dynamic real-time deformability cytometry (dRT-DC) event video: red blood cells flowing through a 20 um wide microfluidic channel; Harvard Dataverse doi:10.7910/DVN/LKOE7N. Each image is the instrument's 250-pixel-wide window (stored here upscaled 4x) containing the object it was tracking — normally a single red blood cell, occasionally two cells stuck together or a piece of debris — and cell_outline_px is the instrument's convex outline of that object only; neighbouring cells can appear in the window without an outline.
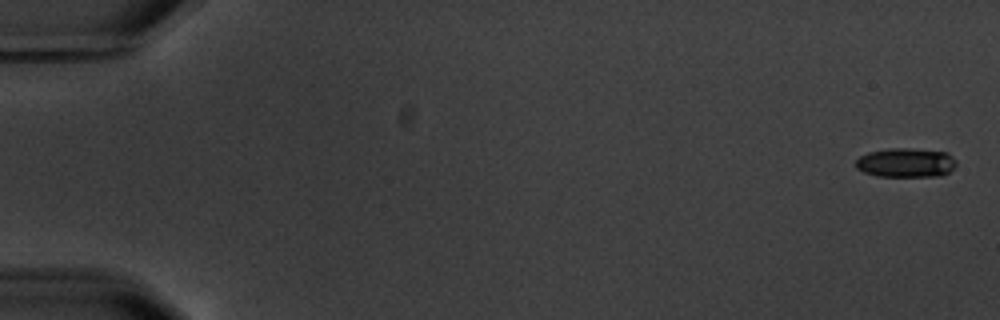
{"species": "common noctule bat (a hibernating species)", "species_latin": "Nyctalus noctula", "temperature_condition": "warm", "stored_images_in_passage": 8, "camera_frame_rate_fps": 3000, "um_per_image_px": 0.085, "animal": {"sex": "male", "body_mass_g": 20.1, "forearm_length_mm": 53.5}, "frame": {"image": 1, "passage_image": 1, "time_ms": 0.0, "image_size_px": [1000, 320], "cell_outline_px": [[956, 164], [944, 176], [880, 176], [864, 172], [856, 168], [856, 160], [860, 156], [868, 152], [892, 148], [908, 148], [948, 152], [956, 160]], "centroid_in_image_um": [77.02, 13.82], "position_along_channel_um": 8.0, "area_um2": 17.11}}
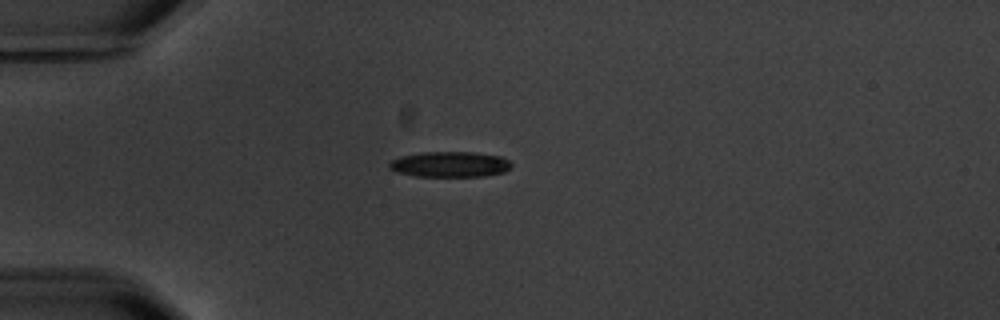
{"frame": {"image": 2, "passage_image": 5, "time_ms": 5.0, "image_size_px": [1000, 320], "cell_outline_px": [[512, 168], [504, 172], [484, 176], [416, 176], [396, 172], [388, 168], [388, 164], [392, 160], [400, 156], [420, 152], [476, 152], [500, 156], [508, 160], [512, 164]], "centroid_in_image_um": [38.24, 13.96], "position_along_channel_um": 46.8, "area_um2": 18.32}}
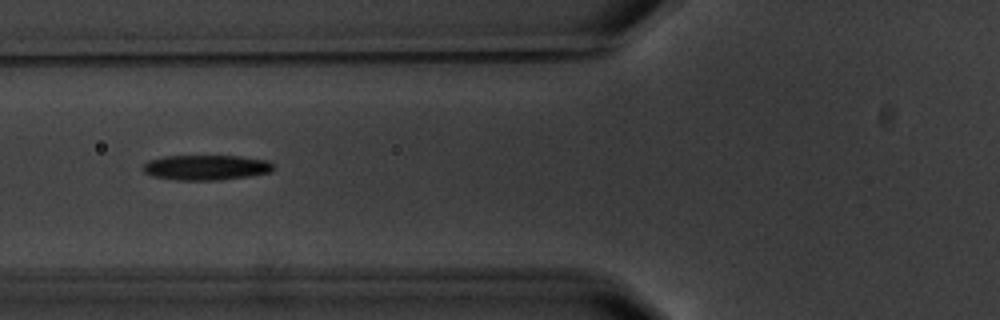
{"frame": {"image": 3, "passage_image": 7, "time_ms": 7.333, "image_size_px": [1000, 320], "cell_outline_px": [[272, 172], [248, 176], [220, 180], [176, 180], [152, 176], [144, 172], [140, 168], [148, 160], [164, 156], [240, 156], [268, 160], [272, 164]], "centroid_in_image_um": [17.48, 14.23], "position_along_channel_um": 108.3, "area_um2": 19.19}}